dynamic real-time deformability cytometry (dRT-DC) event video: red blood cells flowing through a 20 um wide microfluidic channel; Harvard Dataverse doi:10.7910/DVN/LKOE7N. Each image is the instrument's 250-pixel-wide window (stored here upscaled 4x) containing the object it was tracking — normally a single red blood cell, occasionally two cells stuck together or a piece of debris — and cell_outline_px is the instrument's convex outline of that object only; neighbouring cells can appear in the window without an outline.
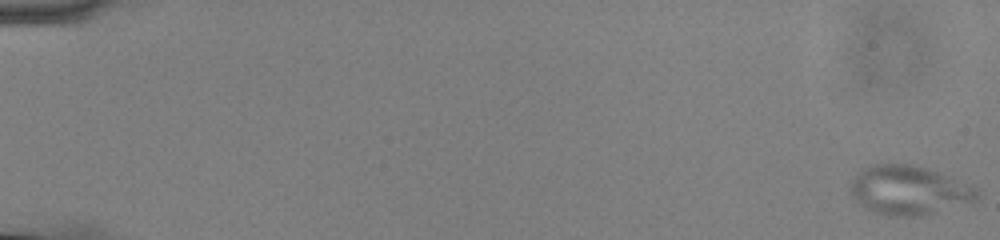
{"species": "common noctule bat (a hibernating species)", "species_latin": "Nyctalus noctula", "temperature_condition": "cold", "stored_images_in_passage": 57, "camera_frame_rate_fps": 3000, "um_per_image_px": 0.085, "animal": {"sex": "male", "body_mass_g": 13.0, "forearm_length_mm": 53.1}, "frame": {"image": 1, "passage_image": 1, "time_ms": 0.0, "image_size_px": [1000, 240], "cell_outline_px": [[980, 196], [976, 200], [920, 216], [888, 216], [876, 212], [860, 204], [852, 196], [852, 180], [864, 168], [872, 164], [908, 164], [924, 168], [972, 184], [980, 192]], "centroid_in_image_um": [77.28, 16.17], "position_along_channel_um": 7.7, "area_um2": 35.55}}
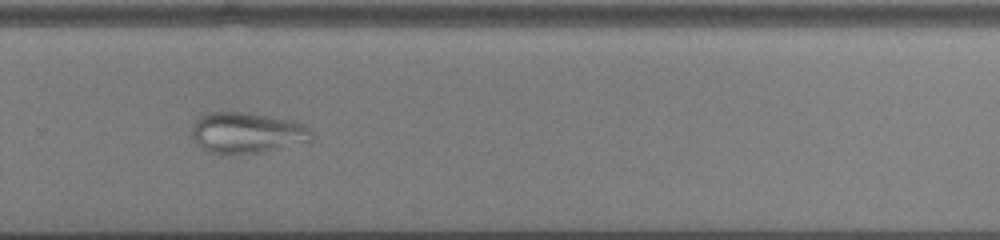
{"frame": {"image": 2, "passage_image": 40, "time_ms": 13.0, "image_size_px": [1000, 240], "cell_outline_px": [[312, 140], [260, 152], [212, 152], [196, 144], [192, 140], [192, 128], [196, 120], [200, 116], [208, 112], [248, 112], [292, 120], [304, 124], [312, 128]], "centroid_in_image_um": [21.0, 11.24], "position_along_channel_um": 308.8, "area_um2": 28.09}}
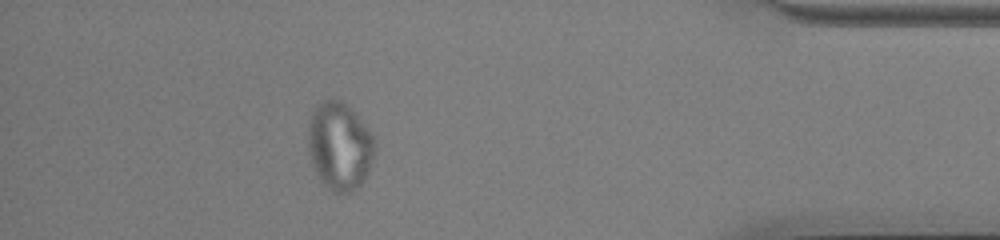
{"frame": {"image": 3, "passage_image": 51, "time_ms": 16.667, "image_size_px": [1000, 240], "cell_outline_px": [[376, 148], [368, 172], [360, 184], [352, 192], [332, 192], [320, 180], [308, 156], [308, 120], [316, 104], [320, 100], [340, 100], [372, 132], [376, 144]], "centroid_in_image_um": [28.84, 12.42], "position_along_channel_um": 406.4, "area_um2": 34.16}}